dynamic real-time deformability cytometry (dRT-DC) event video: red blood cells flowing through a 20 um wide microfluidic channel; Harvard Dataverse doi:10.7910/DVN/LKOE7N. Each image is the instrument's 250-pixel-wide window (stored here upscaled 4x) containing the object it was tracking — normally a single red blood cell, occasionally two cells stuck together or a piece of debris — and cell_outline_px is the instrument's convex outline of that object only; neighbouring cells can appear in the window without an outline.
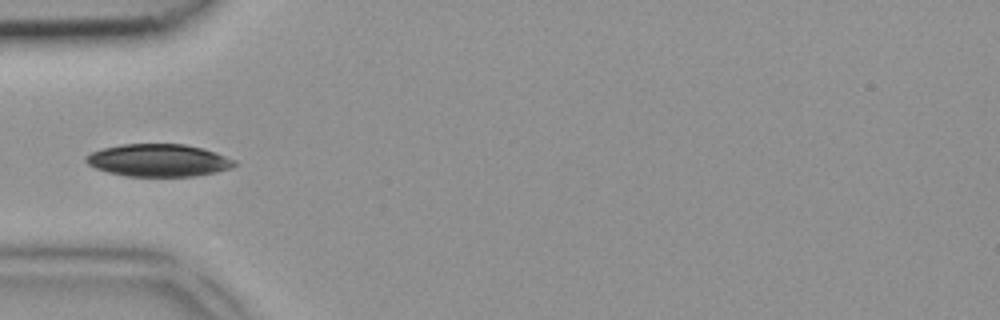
{"species": "common noctule bat (a hibernating species)", "species_latin": "Nyctalus noctula", "temperature_condition": "room temperature", "stored_images_in_passage": 6, "camera_frame_rate_fps": 3000, "um_per_image_px": 0.085, "animal": {"sex": "female", "body_mass_g": 18.4}, "frame": {"image": 1, "passage_image": 5, "time_ms": 1.333, "image_size_px": [1000, 320], "cell_outline_px": [[236, 164], [232, 168], [216, 172], [196, 176], [124, 176], [108, 172], [96, 168], [88, 164], [84, 160], [84, 156], [92, 152], [104, 148], [120, 144], [184, 144], [204, 148], [216, 152], [236, 160]], "centroid_in_image_um": [13.49, 13.62], "position_along_channel_um": 71.5, "area_um2": 28.26}}